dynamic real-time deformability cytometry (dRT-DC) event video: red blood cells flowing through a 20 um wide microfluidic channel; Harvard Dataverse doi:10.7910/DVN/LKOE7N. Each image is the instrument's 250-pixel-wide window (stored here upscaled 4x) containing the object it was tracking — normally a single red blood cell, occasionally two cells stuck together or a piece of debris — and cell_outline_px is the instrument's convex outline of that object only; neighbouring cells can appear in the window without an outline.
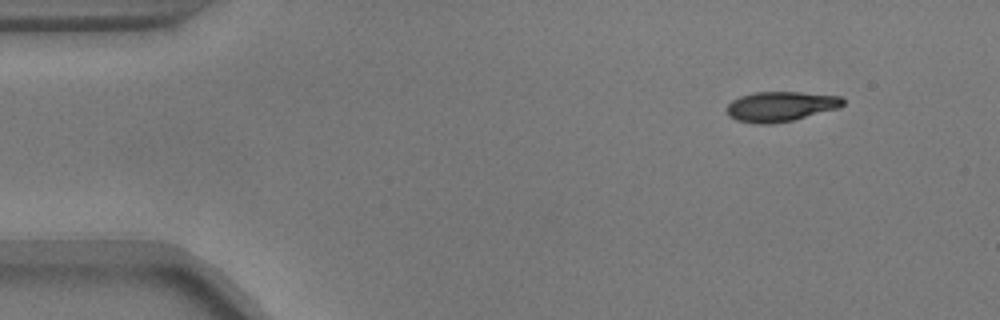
{"species": "common noctule bat (a hibernating species)", "species_latin": "Nyctalus noctula", "temperature_condition": "warm", "stored_images_in_passage": 49, "camera_frame_rate_fps": 3000, "um_per_image_px": 0.085, "animal": {"sex": "male", "body_mass_g": 17.9}, "frame": {"image": 1, "passage_image": 1, "time_ms": 0.0, "image_size_px": [1000, 320], "cell_outline_px": [[844, 104], [840, 108], [792, 120], [772, 124], [756, 124], [736, 120], [728, 116], [728, 104], [732, 100], [740, 96], [756, 92], [800, 92], [840, 96], [844, 100]], "centroid_in_image_um": [66.36, 9.05], "position_along_channel_um": 18.6, "area_um2": 20.29}}
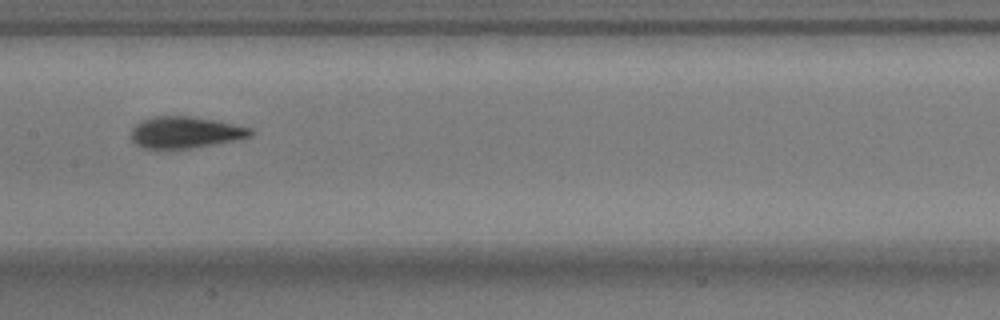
{"frame": {"image": 2, "passage_image": 22, "time_ms": 7.0, "image_size_px": [1000, 320], "cell_outline_px": [[256, 132], [252, 136], [240, 140], [192, 148], [144, 148], [136, 144], [132, 140], [132, 128], [140, 120], [152, 116], [188, 116], [216, 120], [252, 128]], "centroid_in_image_um": [15.81, 11.24], "position_along_channel_um": 191.6, "area_um2": 22.2}}
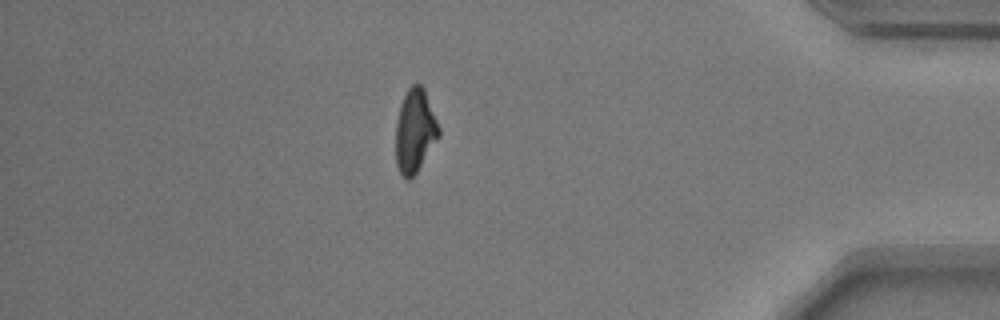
{"frame": {"image": 3, "passage_image": 42, "time_ms": 13.667, "image_size_px": [1000, 320], "cell_outline_px": [[440, 136], [416, 172], [408, 180], [400, 172], [396, 164], [396, 120], [400, 104], [408, 88], [412, 84], [420, 84], [424, 88], [440, 128]], "centroid_in_image_um": [35.27, 11.1], "position_along_channel_um": 399.9, "area_um2": 20.81}, "authors_computed_cell_mechanics": {"area_um2": 21.386, "velocity_mm_per_s": 3.7165, "shape_relaxation_time_tau1_ms": 2.6797, "shape_relaxation_time_tau2_ms": 1.9722, "deformation_change_tau1": 0.1403, "deformation_change_tau2": 0.08}}